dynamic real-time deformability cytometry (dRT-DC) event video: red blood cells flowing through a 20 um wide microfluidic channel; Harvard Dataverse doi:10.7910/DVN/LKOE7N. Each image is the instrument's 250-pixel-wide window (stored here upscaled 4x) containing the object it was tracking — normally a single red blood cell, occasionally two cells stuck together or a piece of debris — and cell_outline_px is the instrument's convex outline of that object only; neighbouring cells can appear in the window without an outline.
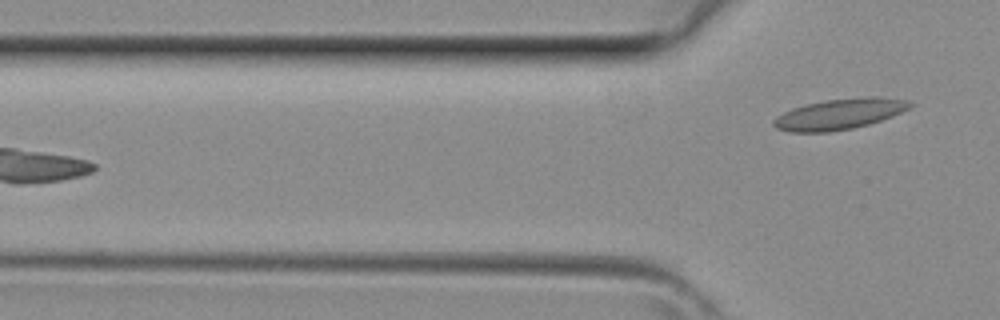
{"species": "common noctule bat (a hibernating species)", "species_latin": "Nyctalus noctula", "temperature_condition": "room temperature", "stored_images_in_passage": 4, "camera_frame_rate_fps": 3000, "um_per_image_px": 0.085, "animal": {"sex": "female", "body_mass_g": 29.2, "forearm_length_mm": 56.3}, "frame": {"image": 1, "passage_image": 4, "time_ms": 1.0, "image_size_px": [1000, 320], "cell_outline_px": [[916, 104], [892, 116], [868, 124], [852, 128], [828, 132], [788, 132], [776, 128], [772, 124], [772, 120], [776, 116], [792, 108], [804, 104], [824, 100], [868, 96], [880, 96], [908, 100]], "centroid_in_image_um": [71.33, 9.68], "position_along_channel_um": 54.5, "area_um2": 24.57}}